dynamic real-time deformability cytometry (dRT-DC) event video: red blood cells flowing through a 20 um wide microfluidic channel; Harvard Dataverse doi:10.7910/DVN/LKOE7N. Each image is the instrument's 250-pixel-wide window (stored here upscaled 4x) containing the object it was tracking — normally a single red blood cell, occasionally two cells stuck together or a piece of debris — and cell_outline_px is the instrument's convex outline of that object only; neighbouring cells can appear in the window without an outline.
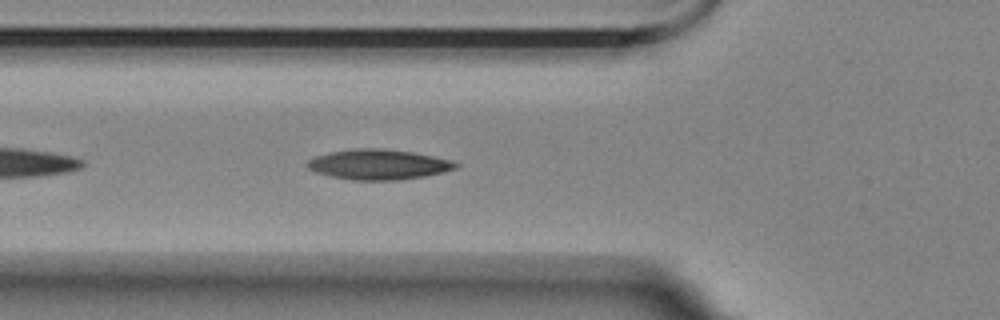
{"species": "Egyptian fruit bat (a non-hibernating species)", "species_latin": "Rousettus aegyptiacus", "temperature_condition": "room temperature", "stored_images_in_passage": 17, "camera_frame_rate_fps": 3000, "um_per_image_px": 0.085, "animal": {"sex": "female"}, "frame": {"image": 1, "passage_image": 5, "time_ms": 1.333, "image_size_px": [1000, 320], "cell_outline_px": [[460, 164], [456, 168], [444, 172], [424, 176], [396, 180], [352, 180], [332, 176], [316, 172], [308, 168], [308, 160], [316, 156], [328, 152], [356, 148], [380, 148], [412, 152], [432, 156], [448, 160]], "centroid_in_image_um": [32.16, 13.98], "position_along_channel_um": 93.6, "area_um2": 25.84}}
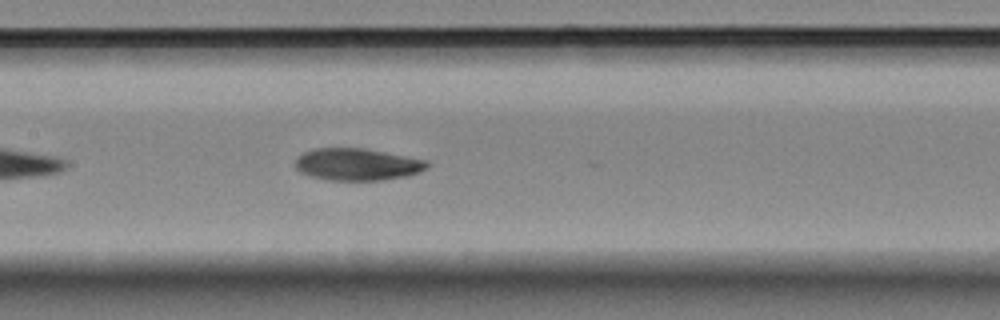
{"frame": {"image": 2, "passage_image": 12, "time_ms": 3.667, "image_size_px": [1000, 320], "cell_outline_px": [[428, 164], [424, 168], [408, 176], [384, 180], [328, 180], [312, 176], [300, 172], [296, 168], [296, 156], [304, 152], [316, 148], [364, 148], [428, 160]], "centroid_in_image_um": [30.34, 13.97], "position_along_channel_um": 177.1, "area_um2": 24.51}}
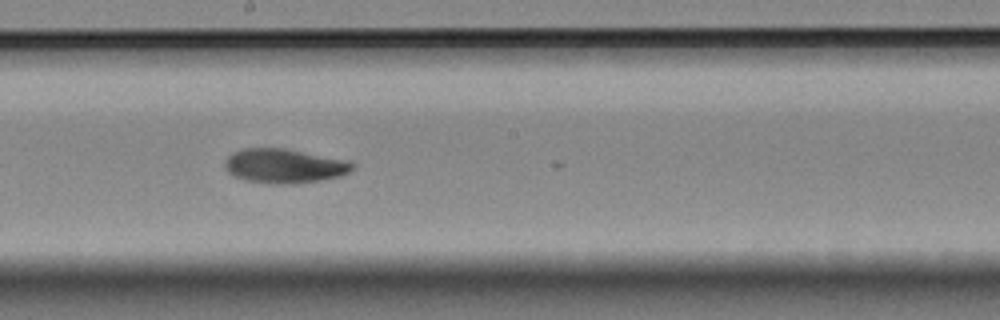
{"frame": {"image": 3, "passage_image": 16, "time_ms": 5.0, "image_size_px": [1000, 320], "cell_outline_px": [[356, 164], [348, 172], [340, 176], [320, 180], [292, 184], [272, 184], [244, 180], [232, 176], [224, 168], [224, 160], [232, 152], [244, 148], [284, 148], [348, 160]], "centroid_in_image_um": [24.12, 14.1], "position_along_channel_um": 224.1, "area_um2": 25.72}}